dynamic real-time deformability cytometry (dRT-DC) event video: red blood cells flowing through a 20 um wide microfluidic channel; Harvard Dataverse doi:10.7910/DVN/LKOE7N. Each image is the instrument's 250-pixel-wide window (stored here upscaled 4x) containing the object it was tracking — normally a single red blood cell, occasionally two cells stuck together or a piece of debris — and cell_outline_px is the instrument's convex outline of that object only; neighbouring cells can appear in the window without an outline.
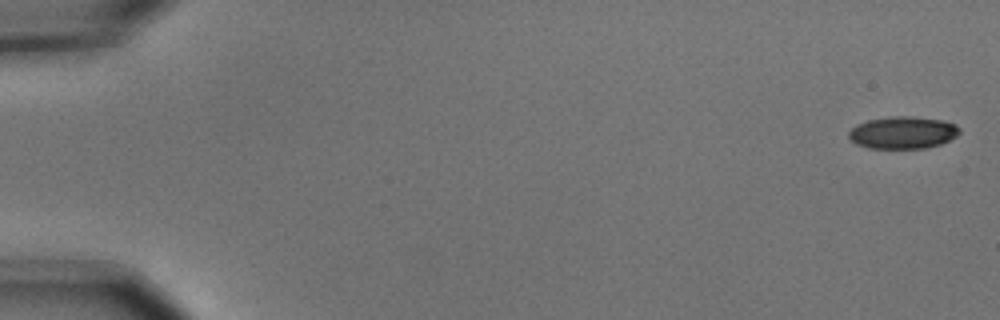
{"species": "common noctule bat (a hibernating species)", "species_latin": "Nyctalus noctula", "temperature_condition": "cold", "stored_images_in_passage": 7, "camera_frame_rate_fps": 3000, "um_per_image_px": 0.085, "animal": {"sex": "male", "body_mass_g": 15.6}, "frame": {"image": 1, "passage_image": 1, "time_ms": 0.0, "image_size_px": [1000, 320], "cell_outline_px": [[960, 132], [956, 136], [940, 144], [924, 148], [868, 148], [856, 144], [848, 136], [848, 132], [856, 124], [868, 120], [892, 116], [912, 116], [944, 120], [956, 124], [960, 128]], "centroid_in_image_um": [76.74, 11.26], "position_along_channel_um": 8.3, "area_um2": 20.87}}
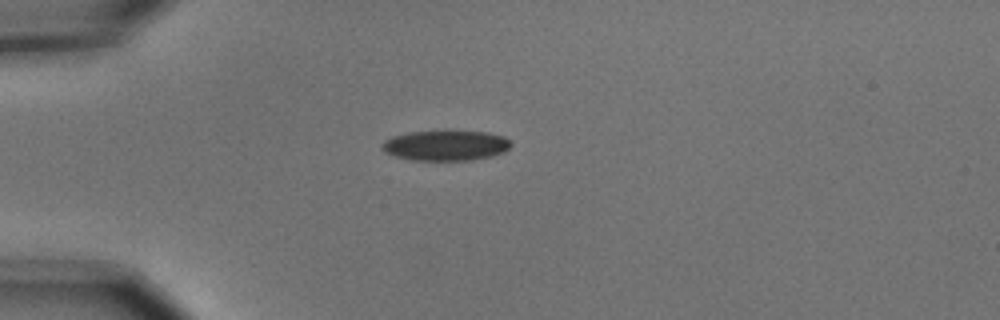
{"frame": {"image": 2, "passage_image": 5, "time_ms": 1.333, "image_size_px": [1000, 320], "cell_outline_px": [[512, 144], [504, 152], [492, 156], [472, 160], [412, 160], [396, 156], [384, 152], [380, 148], [380, 144], [384, 140], [392, 136], [408, 132], [488, 132], [504, 136]], "centroid_in_image_um": [37.85, 12.38], "position_along_channel_um": 47.1, "area_um2": 22.6}}
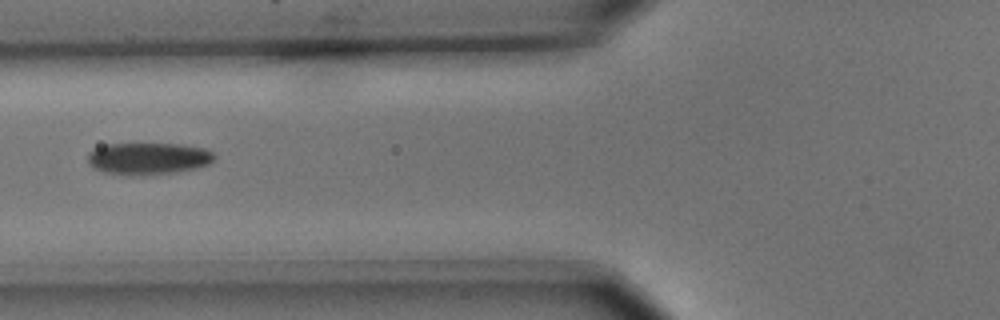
{"frame": {"image": 3, "passage_image": 7, "time_ms": 2.0, "image_size_px": [1000, 320], "cell_outline_px": [[216, 156], [208, 164], [196, 168], [172, 172], [104, 172], [92, 168], [88, 164], [88, 152], [104, 144], [180, 144], [204, 148], [212, 152]], "centroid_in_image_um": [12.6, 13.42], "position_along_channel_um": 113.2, "area_um2": 22.54}}